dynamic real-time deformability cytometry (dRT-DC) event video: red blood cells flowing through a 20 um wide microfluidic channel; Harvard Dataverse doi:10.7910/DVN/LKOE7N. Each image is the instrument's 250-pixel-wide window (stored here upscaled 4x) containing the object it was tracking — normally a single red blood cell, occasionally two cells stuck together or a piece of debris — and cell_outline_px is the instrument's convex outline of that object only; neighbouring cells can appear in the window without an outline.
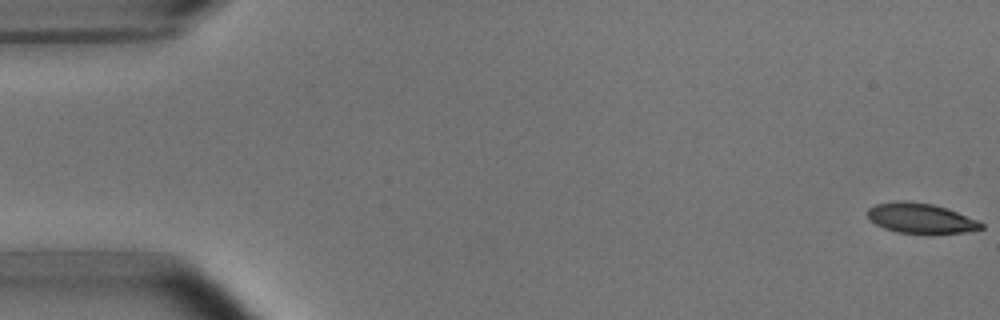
{"species": "common noctule bat (a hibernating species)", "species_latin": "Nyctalus noctula", "temperature_condition": "room temperature", "stored_images_in_passage": 5, "camera_frame_rate_fps": 3000, "um_per_image_px": 0.085, "animal": {"sex": "male", "body_mass_g": 15.6}, "frame": {"image": 1, "passage_image": 1, "time_ms": 0.0, "image_size_px": [1000, 320], "cell_outline_px": [[984, 228], [964, 232], [896, 232], [884, 228], [876, 224], [868, 216], [868, 208], [876, 204], [896, 200], [904, 200], [932, 204], [956, 212], [976, 220], [984, 224]], "centroid_in_image_um": [78.21, 18.52], "position_along_channel_um": 6.8, "area_um2": 19.31}}
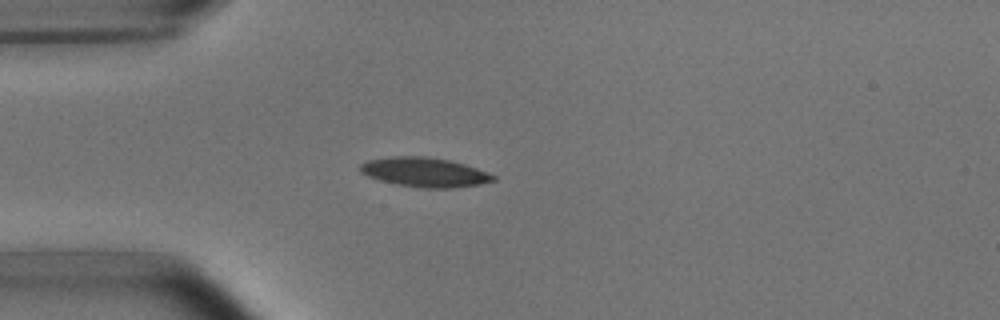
{"frame": {"image": 2, "passage_image": 5, "time_ms": 4.667, "image_size_px": [1000, 320], "cell_outline_px": [[496, 180], [480, 184], [452, 188], [424, 188], [400, 184], [380, 180], [368, 176], [360, 172], [360, 164], [368, 160], [392, 156], [424, 156], [448, 160], [464, 164], [488, 172], [496, 176]], "centroid_in_image_um": [36.11, 14.63], "position_along_channel_um": 48.9, "area_um2": 22.6}}